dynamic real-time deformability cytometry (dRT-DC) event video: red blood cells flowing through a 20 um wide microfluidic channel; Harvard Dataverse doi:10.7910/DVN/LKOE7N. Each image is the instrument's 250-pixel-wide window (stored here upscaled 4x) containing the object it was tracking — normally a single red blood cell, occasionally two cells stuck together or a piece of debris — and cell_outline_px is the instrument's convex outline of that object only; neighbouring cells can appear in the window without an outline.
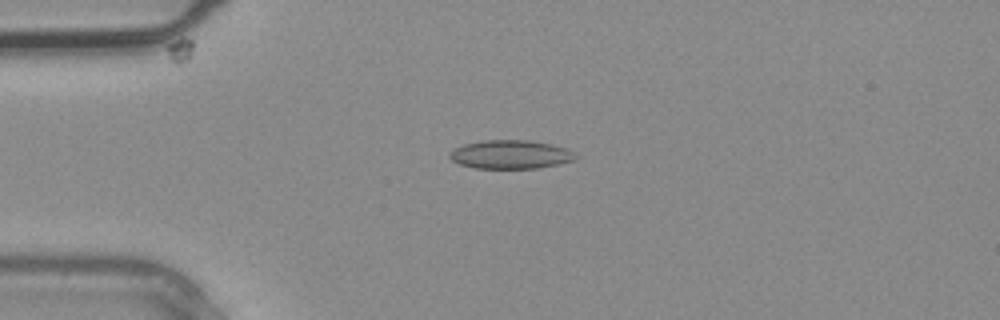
{"species": "common noctule bat (a hibernating species)", "species_latin": "Nyctalus noctula", "temperature_condition": "warm", "stored_images_in_passage": 1, "camera_frame_rate_fps": 3000, "um_per_image_px": 0.085, "animal": {"sex": "male", "body_mass_g": 20.4}, "frame": {"image": 1, "passage_image": 1, "time_ms": 0.0, "image_size_px": [1000, 320], "cell_outline_px": [[580, 156], [572, 160], [560, 164], [540, 168], [472, 168], [460, 164], [452, 160], [448, 156], [448, 152], [464, 144], [484, 140], [528, 140], [552, 144], [568, 148], [576, 152]], "centroid_in_image_um": [43.44, 13.13], "position_along_channel_um": 41.6, "area_um2": 21.27}}